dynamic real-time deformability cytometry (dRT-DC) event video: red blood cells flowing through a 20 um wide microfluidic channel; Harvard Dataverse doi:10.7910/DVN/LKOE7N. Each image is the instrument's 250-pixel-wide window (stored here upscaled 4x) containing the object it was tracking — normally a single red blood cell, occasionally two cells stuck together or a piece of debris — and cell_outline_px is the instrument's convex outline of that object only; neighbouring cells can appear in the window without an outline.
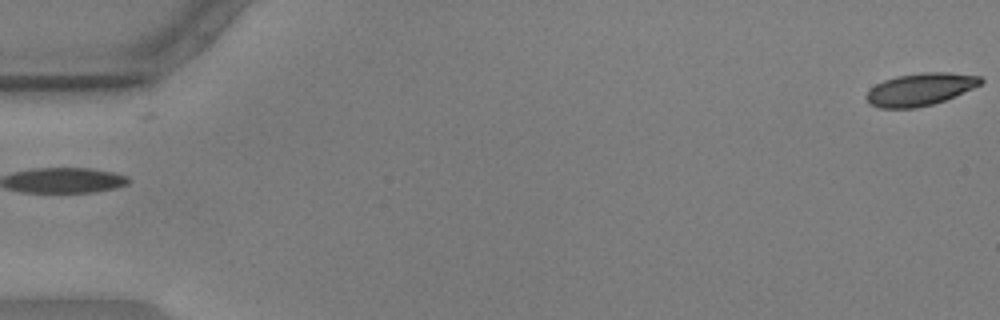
{"species": "common noctule bat (a hibernating species)", "species_latin": "Nyctalus noctula", "temperature_condition": "warm", "stored_images_in_passage": 38, "camera_frame_rate_fps": 3000, "um_per_image_px": 0.085, "animal": {"sex": "male", "body_mass_g": 17.9, "forearm_length_mm": 54.2}, "frame": {"image": 1, "passage_image": 1, "time_ms": 0.0, "image_size_px": [1000, 320], "cell_outline_px": [[984, 80], [980, 84], [972, 88], [944, 100], [932, 104], [916, 108], [880, 108], [868, 104], [864, 96], [876, 84], [884, 80], [896, 76], [920, 72], [948, 72], [980, 76]], "centroid_in_image_um": [78.17, 7.59], "position_along_channel_um": 6.8, "area_um2": 21.56}}
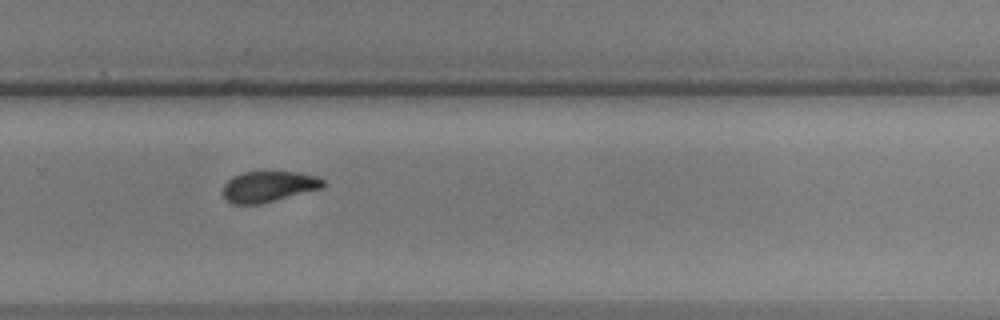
{"frame": {"image": 2, "passage_image": 20, "time_ms": 6.333, "image_size_px": [1000, 320], "cell_outline_px": [[328, 184], [324, 188], [260, 204], [232, 204], [224, 196], [224, 184], [232, 176], [244, 172], [300, 172], [316, 176], [324, 180]], "centroid_in_image_um": [22.89, 15.85], "position_along_channel_um": 306.9, "area_um2": 18.09}}
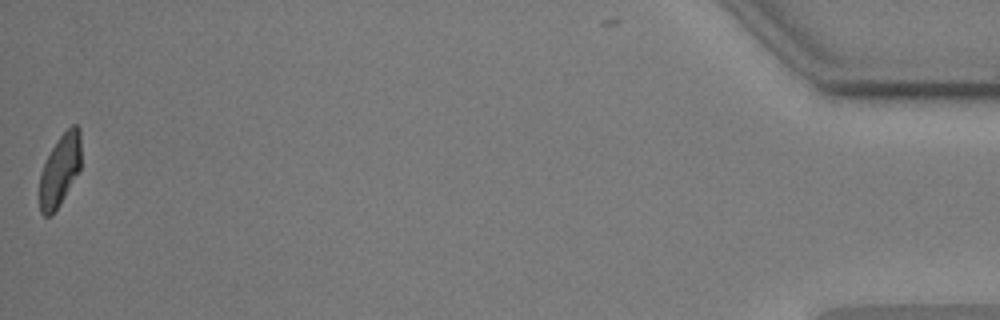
{"frame": {"image": 3, "passage_image": 38, "time_ms": 12.333, "image_size_px": [1000, 320], "cell_outline_px": [[80, 172], [60, 204], [52, 216], [44, 216], [40, 212], [40, 172], [52, 148], [60, 136], [72, 124], [76, 124], [80, 128]], "centroid_in_image_um": [5.11, 14.49], "position_along_channel_um": 430.1, "area_um2": 17.4}, "authors_computed_cell_mechanics": {"area_um2": 18.9006, "velocity_mm_per_s": 3.5774, "shape_relaxation_time_tau1_ms": null, "shape_relaxation_time_tau2_ms": 11.0274, "deformation_change_tau1": null, "deformation_change_tau2": 0.0976}}